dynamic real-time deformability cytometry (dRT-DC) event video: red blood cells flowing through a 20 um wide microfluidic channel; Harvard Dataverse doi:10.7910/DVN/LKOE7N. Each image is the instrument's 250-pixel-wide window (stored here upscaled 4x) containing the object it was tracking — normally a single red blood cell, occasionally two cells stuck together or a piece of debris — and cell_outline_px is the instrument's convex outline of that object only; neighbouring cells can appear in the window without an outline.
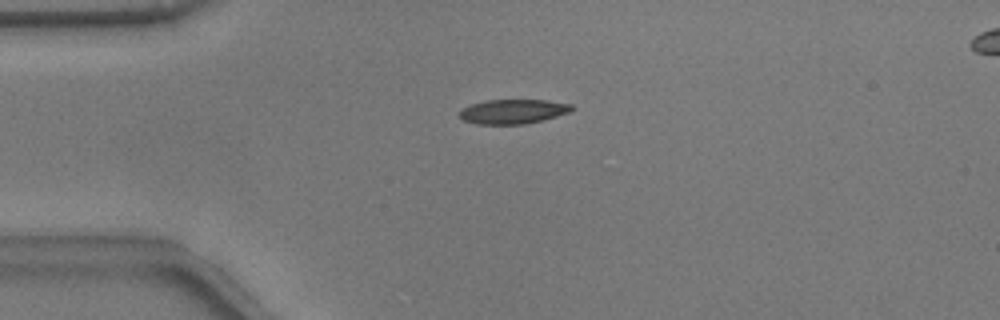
{"species": "common noctule bat (a hibernating species)", "species_latin": "Nyctalus noctula", "temperature_condition": "warm", "stored_images_in_passage": 42, "camera_frame_rate_fps": 3000, "um_per_image_px": 0.085, "animal": {"sex": "male", "body_mass_g": 17.9}, "frame": {"image": 1, "passage_image": 2, "time_ms": 0.333, "image_size_px": [1000, 320], "cell_outline_px": [[576, 108], [568, 112], [544, 120], [524, 124], [476, 124], [464, 120], [460, 116], [460, 112], [464, 108], [472, 104], [484, 100], [544, 100], [572, 104]], "centroid_in_image_um": [43.64, 9.48], "position_along_channel_um": 41.4, "area_um2": 15.9}}
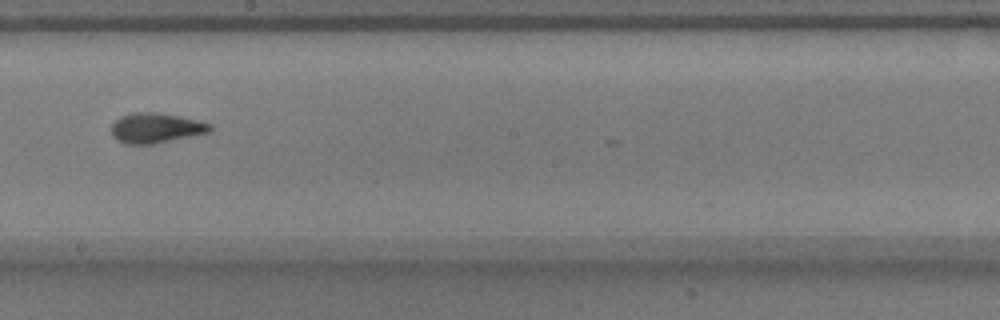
{"frame": {"image": 2, "passage_image": 19, "time_ms": 6.0, "image_size_px": [1000, 320], "cell_outline_px": [[212, 132], [156, 144], [124, 144], [116, 140], [112, 136], [112, 124], [120, 116], [132, 112], [160, 112], [180, 116], [212, 124]], "centroid_in_image_um": [13.26, 10.88], "position_along_channel_um": 234.9, "area_um2": 17.63}}
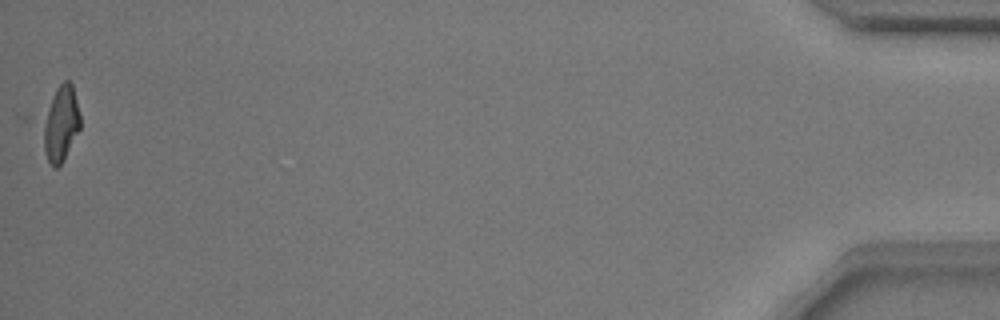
{"frame": {"image": 3, "passage_image": 42, "time_ms": 13.667, "image_size_px": [1000, 320], "cell_outline_px": [[80, 128], [64, 160], [56, 168], [52, 168], [16, 116], [16, 112], [64, 80], [68, 80], [72, 84], [80, 116]], "centroid_in_image_um": [4.48, 10.37], "position_along_channel_um": 430.7, "area_um2": 24.16}, "authors_computed_cell_mechanics": {"area_um2": 16.7042, "velocity_mm_per_s": 3.802, "shape_relaxation_time_tau1_ms": 3.1664, "shape_relaxation_time_tau2_ms": 1.3036, "deformation_change_tau1": 0.1505, "deformation_change_tau2": 0.082}}